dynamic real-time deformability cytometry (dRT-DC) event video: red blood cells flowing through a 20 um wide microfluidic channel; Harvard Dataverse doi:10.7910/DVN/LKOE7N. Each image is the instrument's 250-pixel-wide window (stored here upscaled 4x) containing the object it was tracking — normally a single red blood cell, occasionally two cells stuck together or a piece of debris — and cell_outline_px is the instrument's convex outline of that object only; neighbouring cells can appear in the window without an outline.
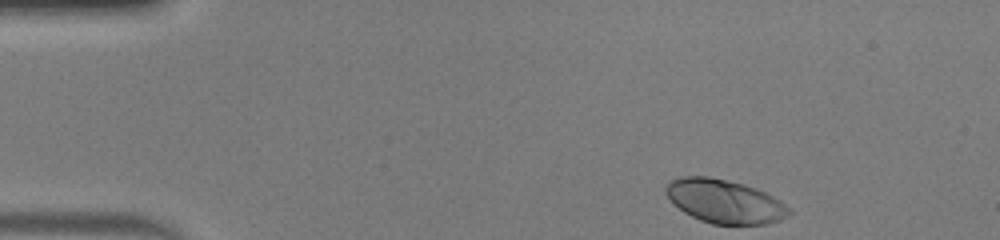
{"species": "human", "species_latin": "Homo sapiens", "temperature_condition": "warm", "stored_images_in_passage": 44, "camera_frame_rate_fps": 3000, "um_per_image_px": 0.085, "donor": {"sex": "male"}, "frame": {"image": 1, "passage_image": 1, "time_ms": 0.0, "image_size_px": [1000, 240], "cell_outline_px": [[792, 212], [788, 216], [780, 220], [768, 224], [712, 224], [700, 220], [684, 212], [664, 192], [664, 188], [668, 180], [680, 176], [708, 176], [728, 180], [744, 184], [756, 188], [780, 200]], "centroid_in_image_um": [61.58, 17.1], "position_along_channel_um": 23.4, "area_um2": 31.33}}
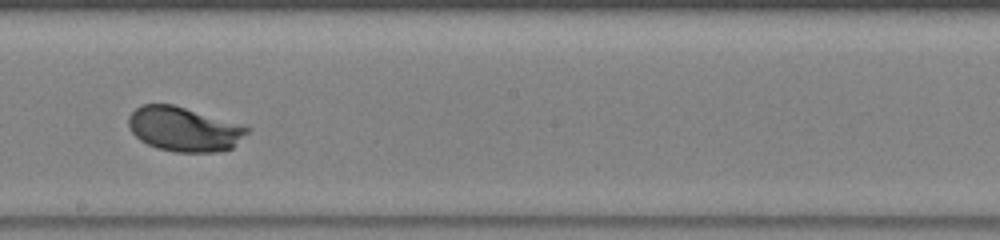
{"frame": {"image": 2, "passage_image": 23, "time_ms": 7.333, "image_size_px": [1000, 240], "cell_outline_px": [[248, 132], [232, 148], [216, 152], [176, 152], [156, 148], [140, 140], [132, 132], [128, 124], [128, 116], [140, 104], [172, 104], [244, 124], [248, 128]], "centroid_in_image_um": [15.64, 10.97], "position_along_channel_um": 232.6, "area_um2": 30.81}}
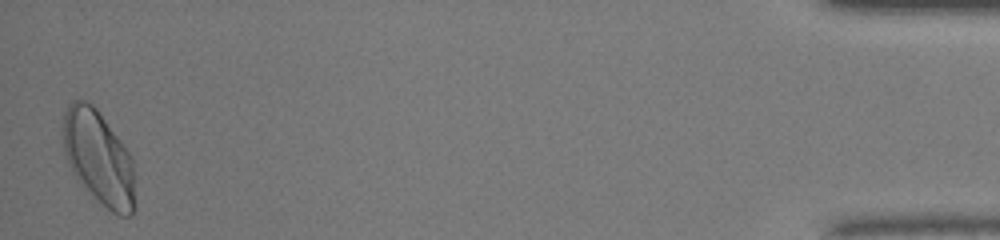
{"frame": {"image": 3, "passage_image": 44, "time_ms": 14.333, "image_size_px": [1000, 240], "cell_outline_px": [[136, 208], [128, 216], [120, 216], [112, 212], [72, 172], [64, 148], [64, 112], [68, 104], [72, 100], [84, 100], [92, 104], [96, 108], [132, 156]], "centroid_in_image_um": [8.43, 13.38], "position_along_channel_um": 426.8, "area_um2": 38.55}, "authors_computed_cell_mechanics": {"area_um2": 31.0675, "velocity_mm_per_s": 4.0528, "shape_relaxation_time_tau1_ms": 1.6524, "shape_relaxation_time_tau2_ms": null, "deformation_change_tau1": 0.1386, "deformation_change_tau2": null}}